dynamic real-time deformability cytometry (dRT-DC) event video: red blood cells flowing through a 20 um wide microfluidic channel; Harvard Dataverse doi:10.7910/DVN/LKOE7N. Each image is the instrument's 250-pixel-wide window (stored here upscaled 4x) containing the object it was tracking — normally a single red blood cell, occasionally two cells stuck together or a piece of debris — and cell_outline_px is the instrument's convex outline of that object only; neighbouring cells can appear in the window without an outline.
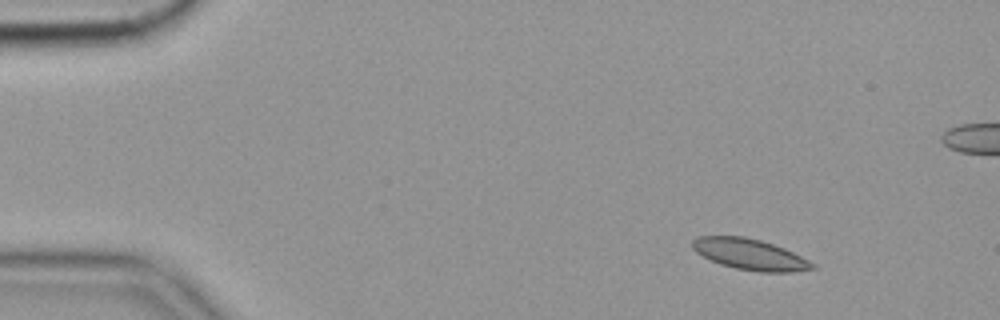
{"species": "common noctule bat (a hibernating species)", "species_latin": "Nyctalus noctula", "temperature_condition": "cold", "stored_images_in_passage": 52, "camera_frame_rate_fps": 3000, "um_per_image_px": 0.085, "animal": {"sex": "female", "body_mass_g": 19.9}, "frame": {"image": 1, "passage_image": 1, "time_ms": 0.0, "image_size_px": [1000, 320], "cell_outline_px": [[816, 268], [792, 272], [760, 272], [736, 268], [720, 264], [696, 252], [692, 248], [692, 240], [700, 236], [744, 236], [760, 240], [784, 248], [816, 264]], "centroid_in_image_um": [63.75, 21.62], "position_along_channel_um": 21.3, "area_um2": 21.44}}
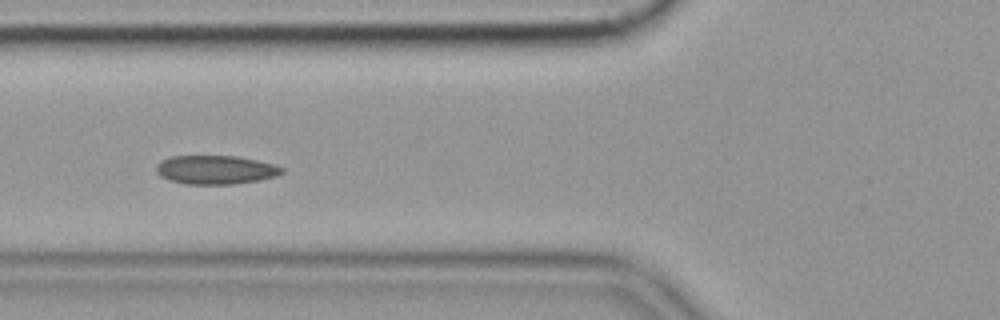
{"frame": {"image": 2, "passage_image": 16, "time_ms": 5.0, "image_size_px": [1000, 320], "cell_outline_px": [[284, 172], [276, 176], [260, 180], [236, 184], [184, 184], [168, 180], [160, 176], [156, 172], [156, 164], [160, 160], [172, 156], [236, 156], [276, 164], [284, 168]], "centroid_in_image_um": [18.32, 14.43], "position_along_channel_um": 107.5, "area_um2": 21.33}}